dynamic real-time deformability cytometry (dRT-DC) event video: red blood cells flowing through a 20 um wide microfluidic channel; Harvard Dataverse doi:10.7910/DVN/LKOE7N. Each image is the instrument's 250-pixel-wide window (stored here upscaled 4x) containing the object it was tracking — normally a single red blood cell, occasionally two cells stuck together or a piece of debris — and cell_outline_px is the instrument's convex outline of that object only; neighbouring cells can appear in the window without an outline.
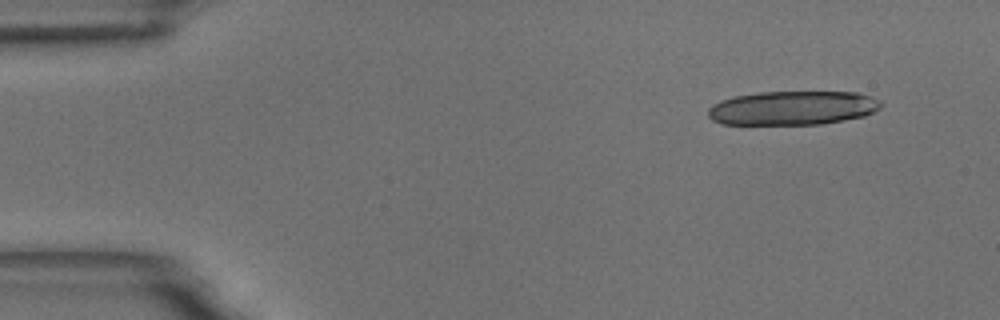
{"species": "common noctule bat (a hibernating species)", "species_latin": "Nyctalus noctula", "temperature_condition": "room temperature", "stored_images_in_passage": 21, "camera_frame_rate_fps": 3000, "um_per_image_px": 0.085, "animal": {"sex": "male", "body_mass_g": 18.8}, "frame": {"image": 1, "passage_image": 5, "time_ms": 1.333, "image_size_px": [1000, 320], "cell_outline_px": [[884, 104], [880, 108], [864, 116], [820, 124], [724, 124], [712, 120], [708, 116], [708, 108], [712, 104], [720, 100], [732, 96], [760, 92], [856, 92], [880, 100]], "centroid_in_image_um": [67.34, 9.17], "position_along_channel_um": 17.7, "area_um2": 34.28}}